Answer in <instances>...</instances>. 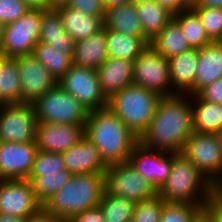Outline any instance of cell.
<instances>
[{
  "label": "cell",
  "mask_w": 222,
  "mask_h": 222,
  "mask_svg": "<svg viewBox=\"0 0 222 222\" xmlns=\"http://www.w3.org/2000/svg\"><path fill=\"white\" fill-rule=\"evenodd\" d=\"M26 222H66L64 219L46 213L43 209L36 215L30 217Z\"/></svg>",
  "instance_id": "obj_45"
},
{
  "label": "cell",
  "mask_w": 222,
  "mask_h": 222,
  "mask_svg": "<svg viewBox=\"0 0 222 222\" xmlns=\"http://www.w3.org/2000/svg\"><path fill=\"white\" fill-rule=\"evenodd\" d=\"M70 7L97 17H105L103 0H72Z\"/></svg>",
  "instance_id": "obj_40"
},
{
  "label": "cell",
  "mask_w": 222,
  "mask_h": 222,
  "mask_svg": "<svg viewBox=\"0 0 222 222\" xmlns=\"http://www.w3.org/2000/svg\"><path fill=\"white\" fill-rule=\"evenodd\" d=\"M200 17L209 39L213 42L222 41V9L192 8Z\"/></svg>",
  "instance_id": "obj_37"
},
{
  "label": "cell",
  "mask_w": 222,
  "mask_h": 222,
  "mask_svg": "<svg viewBox=\"0 0 222 222\" xmlns=\"http://www.w3.org/2000/svg\"><path fill=\"white\" fill-rule=\"evenodd\" d=\"M21 103V85L18 63L7 58L1 68V104Z\"/></svg>",
  "instance_id": "obj_34"
},
{
  "label": "cell",
  "mask_w": 222,
  "mask_h": 222,
  "mask_svg": "<svg viewBox=\"0 0 222 222\" xmlns=\"http://www.w3.org/2000/svg\"><path fill=\"white\" fill-rule=\"evenodd\" d=\"M203 207L194 203H167L162 208L159 222H197Z\"/></svg>",
  "instance_id": "obj_35"
},
{
  "label": "cell",
  "mask_w": 222,
  "mask_h": 222,
  "mask_svg": "<svg viewBox=\"0 0 222 222\" xmlns=\"http://www.w3.org/2000/svg\"><path fill=\"white\" fill-rule=\"evenodd\" d=\"M72 175L73 174L66 169L60 173L28 177L27 180L30 181L37 200L43 205L71 180Z\"/></svg>",
  "instance_id": "obj_33"
},
{
  "label": "cell",
  "mask_w": 222,
  "mask_h": 222,
  "mask_svg": "<svg viewBox=\"0 0 222 222\" xmlns=\"http://www.w3.org/2000/svg\"><path fill=\"white\" fill-rule=\"evenodd\" d=\"M66 169V164L61 153H50L38 150L29 177L60 173Z\"/></svg>",
  "instance_id": "obj_36"
},
{
  "label": "cell",
  "mask_w": 222,
  "mask_h": 222,
  "mask_svg": "<svg viewBox=\"0 0 222 222\" xmlns=\"http://www.w3.org/2000/svg\"><path fill=\"white\" fill-rule=\"evenodd\" d=\"M104 29L125 33L129 36L146 37L133 3H127L105 11Z\"/></svg>",
  "instance_id": "obj_25"
},
{
  "label": "cell",
  "mask_w": 222,
  "mask_h": 222,
  "mask_svg": "<svg viewBox=\"0 0 222 222\" xmlns=\"http://www.w3.org/2000/svg\"><path fill=\"white\" fill-rule=\"evenodd\" d=\"M219 190L183 154L173 153V166L157 195L167 203H194L203 208Z\"/></svg>",
  "instance_id": "obj_3"
},
{
  "label": "cell",
  "mask_w": 222,
  "mask_h": 222,
  "mask_svg": "<svg viewBox=\"0 0 222 222\" xmlns=\"http://www.w3.org/2000/svg\"><path fill=\"white\" fill-rule=\"evenodd\" d=\"M198 95L208 102L222 104V77L203 88Z\"/></svg>",
  "instance_id": "obj_42"
},
{
  "label": "cell",
  "mask_w": 222,
  "mask_h": 222,
  "mask_svg": "<svg viewBox=\"0 0 222 222\" xmlns=\"http://www.w3.org/2000/svg\"><path fill=\"white\" fill-rule=\"evenodd\" d=\"M14 59L18 63L20 73L21 103L33 104L58 84V81L32 54Z\"/></svg>",
  "instance_id": "obj_15"
},
{
  "label": "cell",
  "mask_w": 222,
  "mask_h": 222,
  "mask_svg": "<svg viewBox=\"0 0 222 222\" xmlns=\"http://www.w3.org/2000/svg\"><path fill=\"white\" fill-rule=\"evenodd\" d=\"M164 203L158 195L136 202L133 222H159Z\"/></svg>",
  "instance_id": "obj_38"
},
{
  "label": "cell",
  "mask_w": 222,
  "mask_h": 222,
  "mask_svg": "<svg viewBox=\"0 0 222 222\" xmlns=\"http://www.w3.org/2000/svg\"><path fill=\"white\" fill-rule=\"evenodd\" d=\"M72 0H51V10H56L57 8L67 6Z\"/></svg>",
  "instance_id": "obj_50"
},
{
  "label": "cell",
  "mask_w": 222,
  "mask_h": 222,
  "mask_svg": "<svg viewBox=\"0 0 222 222\" xmlns=\"http://www.w3.org/2000/svg\"><path fill=\"white\" fill-rule=\"evenodd\" d=\"M37 152L35 142H0V180L28 179Z\"/></svg>",
  "instance_id": "obj_16"
},
{
  "label": "cell",
  "mask_w": 222,
  "mask_h": 222,
  "mask_svg": "<svg viewBox=\"0 0 222 222\" xmlns=\"http://www.w3.org/2000/svg\"><path fill=\"white\" fill-rule=\"evenodd\" d=\"M217 135H218V137H219L220 144H221V146H222V128L218 131Z\"/></svg>",
  "instance_id": "obj_55"
},
{
  "label": "cell",
  "mask_w": 222,
  "mask_h": 222,
  "mask_svg": "<svg viewBox=\"0 0 222 222\" xmlns=\"http://www.w3.org/2000/svg\"><path fill=\"white\" fill-rule=\"evenodd\" d=\"M0 222H26V219L13 215L0 214Z\"/></svg>",
  "instance_id": "obj_49"
},
{
  "label": "cell",
  "mask_w": 222,
  "mask_h": 222,
  "mask_svg": "<svg viewBox=\"0 0 222 222\" xmlns=\"http://www.w3.org/2000/svg\"><path fill=\"white\" fill-rule=\"evenodd\" d=\"M4 30H5V24L0 22V53H1L2 44H3Z\"/></svg>",
  "instance_id": "obj_52"
},
{
  "label": "cell",
  "mask_w": 222,
  "mask_h": 222,
  "mask_svg": "<svg viewBox=\"0 0 222 222\" xmlns=\"http://www.w3.org/2000/svg\"><path fill=\"white\" fill-rule=\"evenodd\" d=\"M202 217L207 222H222V191H219L203 208Z\"/></svg>",
  "instance_id": "obj_41"
},
{
  "label": "cell",
  "mask_w": 222,
  "mask_h": 222,
  "mask_svg": "<svg viewBox=\"0 0 222 222\" xmlns=\"http://www.w3.org/2000/svg\"><path fill=\"white\" fill-rule=\"evenodd\" d=\"M108 58L105 29L89 38L75 42L73 55L74 65L96 70Z\"/></svg>",
  "instance_id": "obj_23"
},
{
  "label": "cell",
  "mask_w": 222,
  "mask_h": 222,
  "mask_svg": "<svg viewBox=\"0 0 222 222\" xmlns=\"http://www.w3.org/2000/svg\"><path fill=\"white\" fill-rule=\"evenodd\" d=\"M133 62L109 57L96 69L102 93L107 99L125 87L133 85Z\"/></svg>",
  "instance_id": "obj_20"
},
{
  "label": "cell",
  "mask_w": 222,
  "mask_h": 222,
  "mask_svg": "<svg viewBox=\"0 0 222 222\" xmlns=\"http://www.w3.org/2000/svg\"><path fill=\"white\" fill-rule=\"evenodd\" d=\"M61 154L67 170L72 174H105L107 171L108 165L86 137Z\"/></svg>",
  "instance_id": "obj_18"
},
{
  "label": "cell",
  "mask_w": 222,
  "mask_h": 222,
  "mask_svg": "<svg viewBox=\"0 0 222 222\" xmlns=\"http://www.w3.org/2000/svg\"><path fill=\"white\" fill-rule=\"evenodd\" d=\"M222 77V41L211 42L199 49L194 95Z\"/></svg>",
  "instance_id": "obj_21"
},
{
  "label": "cell",
  "mask_w": 222,
  "mask_h": 222,
  "mask_svg": "<svg viewBox=\"0 0 222 222\" xmlns=\"http://www.w3.org/2000/svg\"><path fill=\"white\" fill-rule=\"evenodd\" d=\"M146 1H150V0H129V3H133V4H139V3H143Z\"/></svg>",
  "instance_id": "obj_54"
},
{
  "label": "cell",
  "mask_w": 222,
  "mask_h": 222,
  "mask_svg": "<svg viewBox=\"0 0 222 222\" xmlns=\"http://www.w3.org/2000/svg\"><path fill=\"white\" fill-rule=\"evenodd\" d=\"M136 7L143 33L150 41L174 18L173 13L155 0L136 4Z\"/></svg>",
  "instance_id": "obj_28"
},
{
  "label": "cell",
  "mask_w": 222,
  "mask_h": 222,
  "mask_svg": "<svg viewBox=\"0 0 222 222\" xmlns=\"http://www.w3.org/2000/svg\"><path fill=\"white\" fill-rule=\"evenodd\" d=\"M128 162L158 191L171 173L173 153L149 149L138 142L133 147Z\"/></svg>",
  "instance_id": "obj_14"
},
{
  "label": "cell",
  "mask_w": 222,
  "mask_h": 222,
  "mask_svg": "<svg viewBox=\"0 0 222 222\" xmlns=\"http://www.w3.org/2000/svg\"><path fill=\"white\" fill-rule=\"evenodd\" d=\"M37 122L84 125L89 110L58 84L33 103Z\"/></svg>",
  "instance_id": "obj_6"
},
{
  "label": "cell",
  "mask_w": 222,
  "mask_h": 222,
  "mask_svg": "<svg viewBox=\"0 0 222 222\" xmlns=\"http://www.w3.org/2000/svg\"><path fill=\"white\" fill-rule=\"evenodd\" d=\"M39 42L57 47L62 53L73 58L75 41L65 31L61 16L56 10H49L43 13Z\"/></svg>",
  "instance_id": "obj_24"
},
{
  "label": "cell",
  "mask_w": 222,
  "mask_h": 222,
  "mask_svg": "<svg viewBox=\"0 0 222 222\" xmlns=\"http://www.w3.org/2000/svg\"><path fill=\"white\" fill-rule=\"evenodd\" d=\"M36 124L32 103L0 104V142H35Z\"/></svg>",
  "instance_id": "obj_10"
},
{
  "label": "cell",
  "mask_w": 222,
  "mask_h": 222,
  "mask_svg": "<svg viewBox=\"0 0 222 222\" xmlns=\"http://www.w3.org/2000/svg\"><path fill=\"white\" fill-rule=\"evenodd\" d=\"M129 3V0H103L104 10L107 11L111 8Z\"/></svg>",
  "instance_id": "obj_48"
},
{
  "label": "cell",
  "mask_w": 222,
  "mask_h": 222,
  "mask_svg": "<svg viewBox=\"0 0 222 222\" xmlns=\"http://www.w3.org/2000/svg\"><path fill=\"white\" fill-rule=\"evenodd\" d=\"M197 222H207V221L201 216Z\"/></svg>",
  "instance_id": "obj_56"
},
{
  "label": "cell",
  "mask_w": 222,
  "mask_h": 222,
  "mask_svg": "<svg viewBox=\"0 0 222 222\" xmlns=\"http://www.w3.org/2000/svg\"><path fill=\"white\" fill-rule=\"evenodd\" d=\"M56 11L61 16L65 31L75 42L89 38L104 29V17L85 14L69 5L57 8Z\"/></svg>",
  "instance_id": "obj_22"
},
{
  "label": "cell",
  "mask_w": 222,
  "mask_h": 222,
  "mask_svg": "<svg viewBox=\"0 0 222 222\" xmlns=\"http://www.w3.org/2000/svg\"><path fill=\"white\" fill-rule=\"evenodd\" d=\"M193 8H220L222 9V0H200L198 5Z\"/></svg>",
  "instance_id": "obj_47"
},
{
  "label": "cell",
  "mask_w": 222,
  "mask_h": 222,
  "mask_svg": "<svg viewBox=\"0 0 222 222\" xmlns=\"http://www.w3.org/2000/svg\"><path fill=\"white\" fill-rule=\"evenodd\" d=\"M98 206L106 222H130L133 220L136 202L112 195L105 190Z\"/></svg>",
  "instance_id": "obj_32"
},
{
  "label": "cell",
  "mask_w": 222,
  "mask_h": 222,
  "mask_svg": "<svg viewBox=\"0 0 222 222\" xmlns=\"http://www.w3.org/2000/svg\"><path fill=\"white\" fill-rule=\"evenodd\" d=\"M7 59L2 53H0V104H1V68L3 66V62Z\"/></svg>",
  "instance_id": "obj_53"
},
{
  "label": "cell",
  "mask_w": 222,
  "mask_h": 222,
  "mask_svg": "<svg viewBox=\"0 0 222 222\" xmlns=\"http://www.w3.org/2000/svg\"><path fill=\"white\" fill-rule=\"evenodd\" d=\"M32 55L59 81L72 67L73 58L62 53L57 47L38 42Z\"/></svg>",
  "instance_id": "obj_30"
},
{
  "label": "cell",
  "mask_w": 222,
  "mask_h": 222,
  "mask_svg": "<svg viewBox=\"0 0 222 222\" xmlns=\"http://www.w3.org/2000/svg\"><path fill=\"white\" fill-rule=\"evenodd\" d=\"M133 85L154 91L161 97L171 96L169 59L149 45L133 62Z\"/></svg>",
  "instance_id": "obj_8"
},
{
  "label": "cell",
  "mask_w": 222,
  "mask_h": 222,
  "mask_svg": "<svg viewBox=\"0 0 222 222\" xmlns=\"http://www.w3.org/2000/svg\"><path fill=\"white\" fill-rule=\"evenodd\" d=\"M160 99L154 91L131 85L111 95L107 108L139 138L153 120Z\"/></svg>",
  "instance_id": "obj_5"
},
{
  "label": "cell",
  "mask_w": 222,
  "mask_h": 222,
  "mask_svg": "<svg viewBox=\"0 0 222 222\" xmlns=\"http://www.w3.org/2000/svg\"><path fill=\"white\" fill-rule=\"evenodd\" d=\"M108 57L134 61L150 45L147 37L129 36L125 33L106 30Z\"/></svg>",
  "instance_id": "obj_27"
},
{
  "label": "cell",
  "mask_w": 222,
  "mask_h": 222,
  "mask_svg": "<svg viewBox=\"0 0 222 222\" xmlns=\"http://www.w3.org/2000/svg\"><path fill=\"white\" fill-rule=\"evenodd\" d=\"M173 20L180 26L182 34L191 48L200 49L211 43L201 19L193 9L175 14Z\"/></svg>",
  "instance_id": "obj_31"
},
{
  "label": "cell",
  "mask_w": 222,
  "mask_h": 222,
  "mask_svg": "<svg viewBox=\"0 0 222 222\" xmlns=\"http://www.w3.org/2000/svg\"><path fill=\"white\" fill-rule=\"evenodd\" d=\"M43 205L27 179L0 180V214L29 219L38 214Z\"/></svg>",
  "instance_id": "obj_13"
},
{
  "label": "cell",
  "mask_w": 222,
  "mask_h": 222,
  "mask_svg": "<svg viewBox=\"0 0 222 222\" xmlns=\"http://www.w3.org/2000/svg\"><path fill=\"white\" fill-rule=\"evenodd\" d=\"M58 85L89 111L107 107V98L102 93L96 70L73 64Z\"/></svg>",
  "instance_id": "obj_12"
},
{
  "label": "cell",
  "mask_w": 222,
  "mask_h": 222,
  "mask_svg": "<svg viewBox=\"0 0 222 222\" xmlns=\"http://www.w3.org/2000/svg\"><path fill=\"white\" fill-rule=\"evenodd\" d=\"M189 99L191 96L187 94L161 97L153 120L138 138V142L149 149L181 153L194 131Z\"/></svg>",
  "instance_id": "obj_1"
},
{
  "label": "cell",
  "mask_w": 222,
  "mask_h": 222,
  "mask_svg": "<svg viewBox=\"0 0 222 222\" xmlns=\"http://www.w3.org/2000/svg\"><path fill=\"white\" fill-rule=\"evenodd\" d=\"M150 46L167 59L191 48L182 34L180 26L174 20L154 37Z\"/></svg>",
  "instance_id": "obj_29"
},
{
  "label": "cell",
  "mask_w": 222,
  "mask_h": 222,
  "mask_svg": "<svg viewBox=\"0 0 222 222\" xmlns=\"http://www.w3.org/2000/svg\"><path fill=\"white\" fill-rule=\"evenodd\" d=\"M199 49L190 48L169 59L172 95H194Z\"/></svg>",
  "instance_id": "obj_19"
},
{
  "label": "cell",
  "mask_w": 222,
  "mask_h": 222,
  "mask_svg": "<svg viewBox=\"0 0 222 222\" xmlns=\"http://www.w3.org/2000/svg\"><path fill=\"white\" fill-rule=\"evenodd\" d=\"M181 154L222 191V146L217 134L192 132Z\"/></svg>",
  "instance_id": "obj_7"
},
{
  "label": "cell",
  "mask_w": 222,
  "mask_h": 222,
  "mask_svg": "<svg viewBox=\"0 0 222 222\" xmlns=\"http://www.w3.org/2000/svg\"><path fill=\"white\" fill-rule=\"evenodd\" d=\"M106 191L112 195L140 202L153 198L157 190L129 162L108 165L105 173Z\"/></svg>",
  "instance_id": "obj_11"
},
{
  "label": "cell",
  "mask_w": 222,
  "mask_h": 222,
  "mask_svg": "<svg viewBox=\"0 0 222 222\" xmlns=\"http://www.w3.org/2000/svg\"><path fill=\"white\" fill-rule=\"evenodd\" d=\"M184 4L189 8L192 9L193 7L197 6L200 0H183Z\"/></svg>",
  "instance_id": "obj_51"
},
{
  "label": "cell",
  "mask_w": 222,
  "mask_h": 222,
  "mask_svg": "<svg viewBox=\"0 0 222 222\" xmlns=\"http://www.w3.org/2000/svg\"><path fill=\"white\" fill-rule=\"evenodd\" d=\"M84 135L98 149L107 165L128 162L138 138L107 107L91 110Z\"/></svg>",
  "instance_id": "obj_2"
},
{
  "label": "cell",
  "mask_w": 222,
  "mask_h": 222,
  "mask_svg": "<svg viewBox=\"0 0 222 222\" xmlns=\"http://www.w3.org/2000/svg\"><path fill=\"white\" fill-rule=\"evenodd\" d=\"M191 104L193 132L217 134L222 128V104L203 100L198 94L191 95Z\"/></svg>",
  "instance_id": "obj_26"
},
{
  "label": "cell",
  "mask_w": 222,
  "mask_h": 222,
  "mask_svg": "<svg viewBox=\"0 0 222 222\" xmlns=\"http://www.w3.org/2000/svg\"><path fill=\"white\" fill-rule=\"evenodd\" d=\"M43 10L30 9L17 21L5 25L1 53L7 58L30 55L39 42Z\"/></svg>",
  "instance_id": "obj_9"
},
{
  "label": "cell",
  "mask_w": 222,
  "mask_h": 222,
  "mask_svg": "<svg viewBox=\"0 0 222 222\" xmlns=\"http://www.w3.org/2000/svg\"><path fill=\"white\" fill-rule=\"evenodd\" d=\"M105 190V174H73L71 180L43 204V210L67 222L75 214L98 207Z\"/></svg>",
  "instance_id": "obj_4"
},
{
  "label": "cell",
  "mask_w": 222,
  "mask_h": 222,
  "mask_svg": "<svg viewBox=\"0 0 222 222\" xmlns=\"http://www.w3.org/2000/svg\"><path fill=\"white\" fill-rule=\"evenodd\" d=\"M84 135V125L37 122L35 143L40 151L63 153L78 144Z\"/></svg>",
  "instance_id": "obj_17"
},
{
  "label": "cell",
  "mask_w": 222,
  "mask_h": 222,
  "mask_svg": "<svg viewBox=\"0 0 222 222\" xmlns=\"http://www.w3.org/2000/svg\"><path fill=\"white\" fill-rule=\"evenodd\" d=\"M29 10L24 0H0V22L6 25L17 21Z\"/></svg>",
  "instance_id": "obj_39"
},
{
  "label": "cell",
  "mask_w": 222,
  "mask_h": 222,
  "mask_svg": "<svg viewBox=\"0 0 222 222\" xmlns=\"http://www.w3.org/2000/svg\"><path fill=\"white\" fill-rule=\"evenodd\" d=\"M67 222H106L100 207L73 215Z\"/></svg>",
  "instance_id": "obj_43"
},
{
  "label": "cell",
  "mask_w": 222,
  "mask_h": 222,
  "mask_svg": "<svg viewBox=\"0 0 222 222\" xmlns=\"http://www.w3.org/2000/svg\"><path fill=\"white\" fill-rule=\"evenodd\" d=\"M29 9L32 10H51V0H24Z\"/></svg>",
  "instance_id": "obj_46"
},
{
  "label": "cell",
  "mask_w": 222,
  "mask_h": 222,
  "mask_svg": "<svg viewBox=\"0 0 222 222\" xmlns=\"http://www.w3.org/2000/svg\"><path fill=\"white\" fill-rule=\"evenodd\" d=\"M157 1L162 7L169 10L171 13L178 14L183 10L189 9L183 0H155Z\"/></svg>",
  "instance_id": "obj_44"
}]
</instances>
